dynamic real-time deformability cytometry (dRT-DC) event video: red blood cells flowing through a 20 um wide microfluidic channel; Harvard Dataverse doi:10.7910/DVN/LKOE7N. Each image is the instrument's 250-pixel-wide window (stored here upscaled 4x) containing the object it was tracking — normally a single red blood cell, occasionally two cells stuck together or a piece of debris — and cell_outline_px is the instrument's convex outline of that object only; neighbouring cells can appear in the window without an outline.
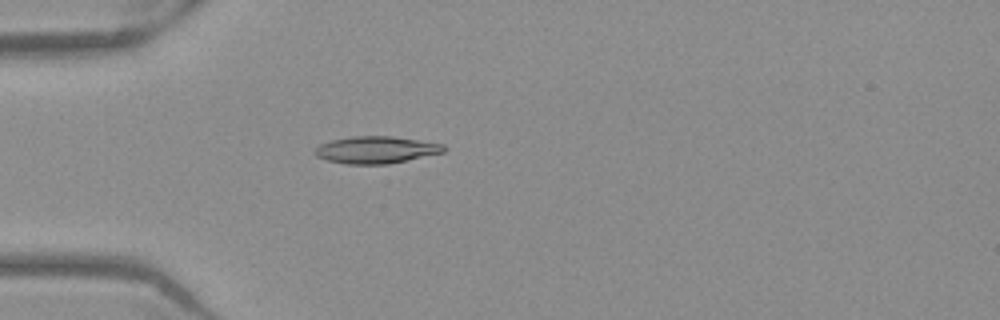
{"species": "Egyptian fruit bat (a non-hibernating species)", "species_latin": "Rousettus aegyptiacus", "temperature_condition": "warm", "stored_images_in_passage": 53, "camera_frame_rate_fps": 3000, "um_per_image_px": 0.085, "frame": {"image": 1, "passage_image": 16, "time_ms": 5.0, "image_size_px": [1000, 320], "cell_outline_px": [[448, 148], [444, 152], [388, 164], [344, 164], [328, 160], [316, 156], [312, 152], [320, 144], [332, 140], [352, 136], [392, 136], [444, 144]], "centroid_in_image_um": [31.96, 12.73], "position_along_channel_um": 53.0, "area_um2": 20.35}}
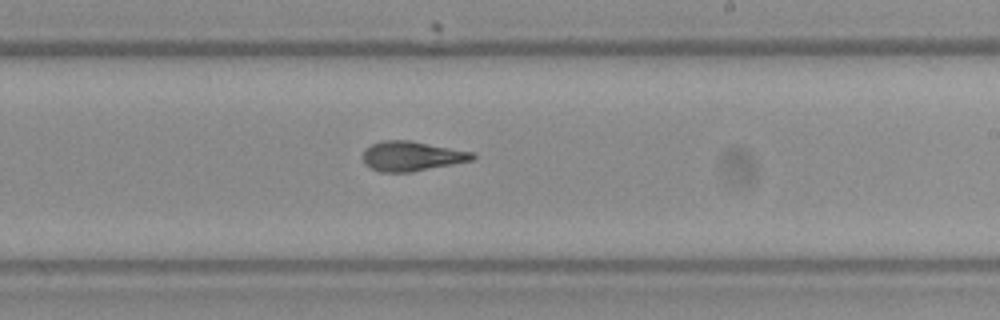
{"frame": {"image": 2, "passage_image": 32, "time_ms": 10.333, "image_size_px": [1000, 320], "cell_outline_px": [[476, 156], [472, 160], [412, 172], [380, 172], [364, 164], [360, 156], [364, 148], [380, 140], [408, 140], [476, 152]], "centroid_in_image_um": [34.95, 13.26], "position_along_channel_um": 254.0, "area_um2": 19.25}}
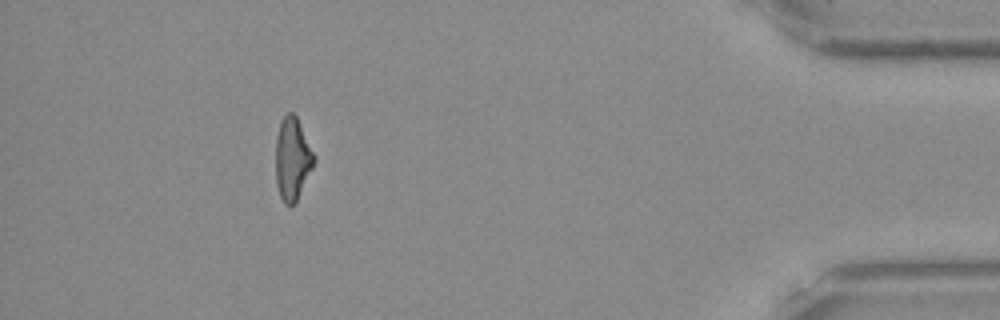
{"frame": {"image": 3, "passage_image": 48, "time_ms": 15.667, "image_size_px": [1000, 320], "cell_outline_px": [[316, 160], [296, 200], [292, 204], [284, 204], [280, 196], [276, 184], [276, 136], [280, 120], [288, 112], [292, 112], [296, 116], [316, 156]], "centroid_in_image_um": [24.85, 13.46], "position_along_channel_um": 410.4, "area_um2": 18.32}, "authors_computed_cell_mechanics": {"area_um2": 19.2474, "velocity_mm_per_s": 3.9487, "shape_relaxation_time_tau1_ms": null, "shape_relaxation_time_tau2_ms": 1.9386, "deformation_change_tau1": null, "deformation_change_tau2": 0.0886}}